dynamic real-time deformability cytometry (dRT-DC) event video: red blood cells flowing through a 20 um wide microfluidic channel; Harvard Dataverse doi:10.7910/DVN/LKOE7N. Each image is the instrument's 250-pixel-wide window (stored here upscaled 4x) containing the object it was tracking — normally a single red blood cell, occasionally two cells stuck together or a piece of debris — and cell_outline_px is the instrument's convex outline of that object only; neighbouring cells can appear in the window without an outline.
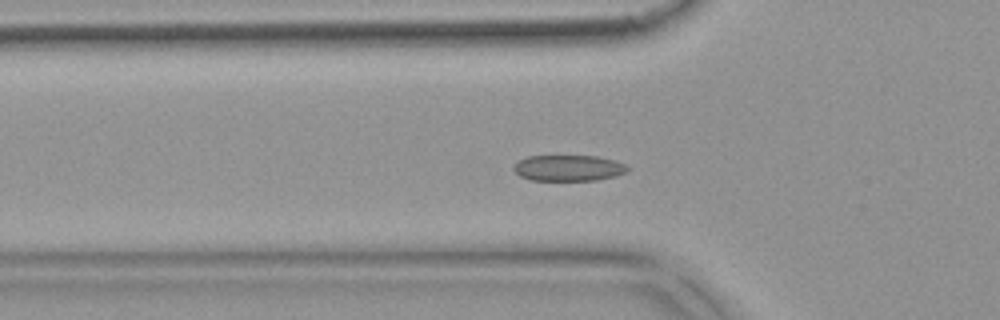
{"species": "common noctule bat (a hibernating species)", "species_latin": "Nyctalus noctula", "temperature_condition": "warm", "stored_images_in_passage": 54, "camera_frame_rate_fps": 3000, "um_per_image_px": 0.085, "animal": {"sex": "female", "body_mass_g": 18.4}, "frame": {"image": 1, "passage_image": 19, "time_ms": 6.0, "image_size_px": [1000, 320], "cell_outline_px": [[632, 168], [616, 176], [596, 180], [528, 180], [520, 176], [512, 168], [512, 164], [528, 156], [596, 156], [616, 160], [628, 164]], "centroid_in_image_um": [48.34, 14.28], "position_along_channel_um": 77.5, "area_um2": 17.46}}
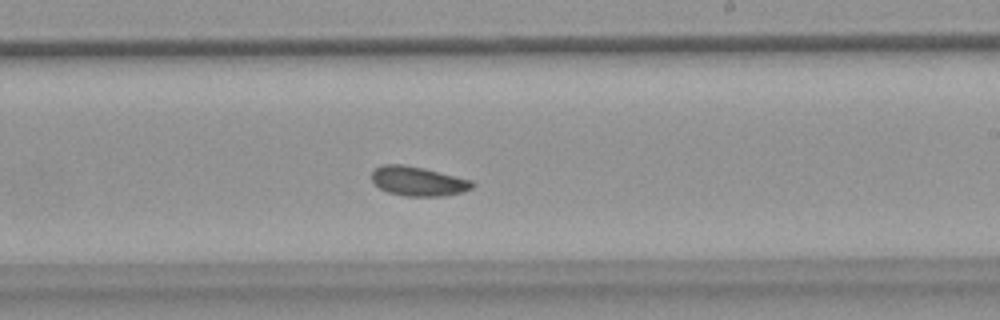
{"frame": {"image": 2, "passage_image": 33, "time_ms": 10.667, "image_size_px": [1000, 320], "cell_outline_px": [[476, 184], [472, 188], [464, 192], [444, 196], [404, 196], [388, 192], [380, 188], [372, 180], [372, 172], [376, 168], [384, 164], [404, 164], [424, 168], [472, 180]], "centroid_in_image_um": [35.57, 15.4], "position_along_channel_um": 253.4, "area_um2": 17.28}}
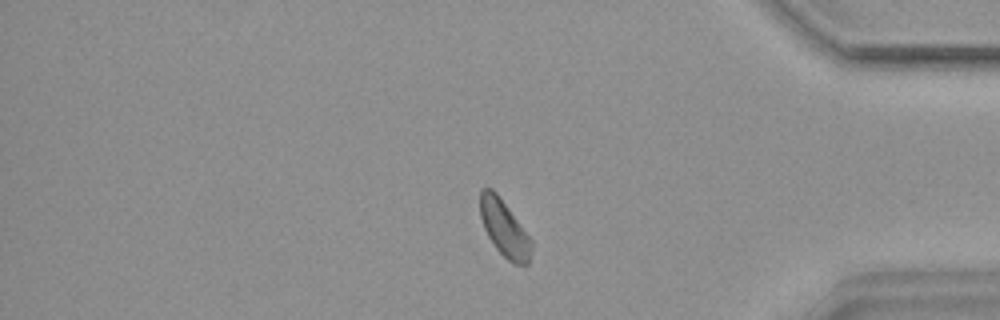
{"frame": {"image": 3, "passage_image": 46, "time_ms": 15.0, "image_size_px": [1000, 320], "cell_outline_px": [[532, 252], [528, 264], [512, 264], [496, 248], [488, 236], [484, 228], [480, 216], [480, 188], [492, 188], [496, 192], [532, 240]], "centroid_in_image_um": [42.86, 19.42], "position_along_channel_um": 392.3, "area_um2": 16.7}, "authors_computed_cell_mechanics": {"area_um2": 17.3978, "velocity_mm_per_s": 3.7753, "shape_relaxation_time_tau1_ms": 3.725, "shape_relaxation_time_tau2_ms": 2.1473, "deformation_change_tau1": 0.0769, "deformation_change_tau2": 0.0641}}